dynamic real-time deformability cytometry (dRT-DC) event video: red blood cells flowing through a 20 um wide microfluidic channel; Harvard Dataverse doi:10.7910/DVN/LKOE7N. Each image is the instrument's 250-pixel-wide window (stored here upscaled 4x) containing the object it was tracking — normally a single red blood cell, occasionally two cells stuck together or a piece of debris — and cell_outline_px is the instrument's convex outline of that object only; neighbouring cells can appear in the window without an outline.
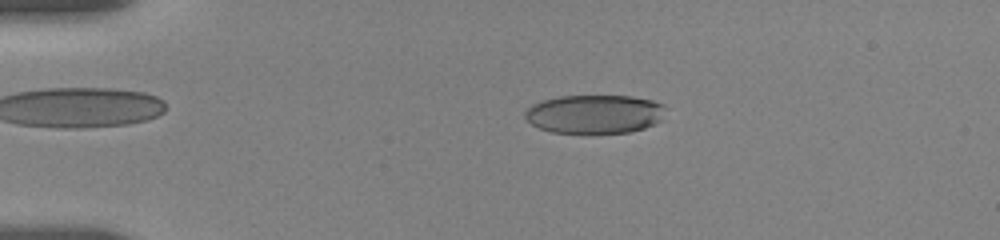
{"species": "human", "species_latin": "Homo sapiens", "temperature_condition": "room temperature", "stored_images_in_passage": 67, "camera_frame_rate_fps": 3000, "um_per_image_px": 0.085, "donor": {"sex": "female"}, "frame": {"image": 1, "passage_image": 10, "time_ms": 2.667, "image_size_px": [1000, 240], "cell_outline_px": [[664, 108], [660, 120], [656, 124], [632, 132], [592, 136], [552, 132], [540, 128], [532, 124], [524, 116], [524, 112], [532, 104], [544, 100], [560, 96], [632, 96], [652, 100], [664, 104]], "centroid_in_image_um": [50.54, 9.74], "position_along_channel_um": 34.5, "area_um2": 32.6}}
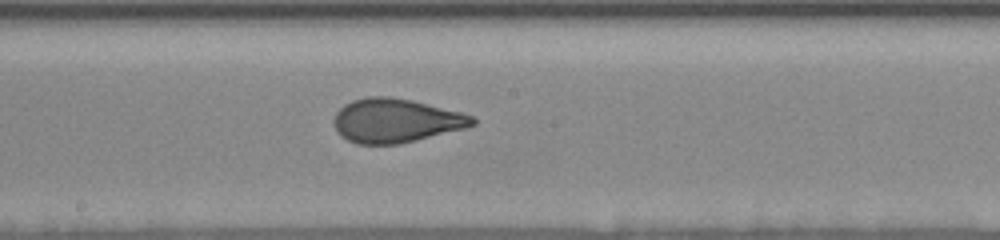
{"frame": {"image": 2, "passage_image": 41, "time_ms": 9.0, "image_size_px": [1000, 240], "cell_outline_px": [[476, 124], [468, 128], [400, 144], [356, 144], [340, 136], [336, 132], [332, 124], [332, 120], [336, 112], [344, 104], [352, 100], [368, 96], [392, 96], [412, 100], [460, 112], [472, 116], [476, 120]], "centroid_in_image_um": [33.61, 10.25], "position_along_channel_um": 214.6, "area_um2": 35.95}}
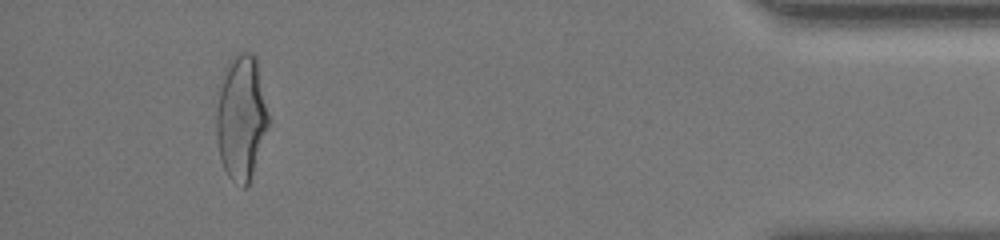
{"frame": {"image": 3, "passage_image": 63, "time_ms": 16.0, "image_size_px": [1000, 240], "cell_outline_px": [[268, 128], [248, 184], [244, 188], [232, 180], [228, 176], [220, 160], [216, 140], [216, 88], [220, 76], [224, 68], [232, 56], [236, 52], [252, 52], [256, 56], [268, 116]], "centroid_in_image_um": [20.44, 9.92], "position_along_channel_um": 414.8, "area_um2": 38.44}, "authors_computed_cell_mechanics": {"area_um2": 35.3736, "velocity_mm_per_s": 3.6482, "shape_relaxation_time_tau1_ms": 6.8711, "shape_relaxation_time_tau2_ms": 0.8828, "deformation_change_tau1": 0.2091, "deformation_change_tau2": 0.0796}}